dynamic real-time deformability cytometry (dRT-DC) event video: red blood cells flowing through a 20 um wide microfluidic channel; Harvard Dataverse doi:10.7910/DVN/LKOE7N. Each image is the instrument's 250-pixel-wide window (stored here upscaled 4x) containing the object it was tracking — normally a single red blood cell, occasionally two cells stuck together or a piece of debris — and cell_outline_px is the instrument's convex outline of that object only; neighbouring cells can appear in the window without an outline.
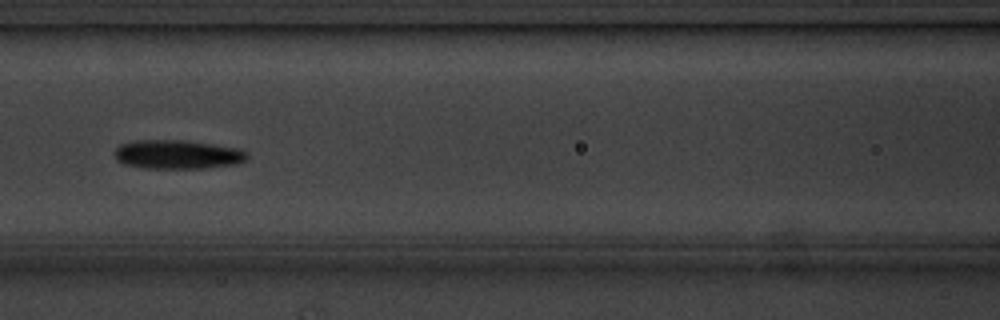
{"species": "common noctule bat (a hibernating species)", "species_latin": "Nyctalus noctula", "temperature_condition": "cold", "stored_images_in_passage": 7, "camera_frame_rate_fps": 3000, "um_per_image_px": 0.085, "animal": {"sex": "male", "body_mass_g": 20.1, "forearm_length_mm": 53.5}, "frame": {"image": 1, "passage_image": 7, "time_ms": 7.0, "image_size_px": [1000, 320], "cell_outline_px": [[248, 156], [244, 160], [236, 164], [204, 168], [144, 168], [124, 164], [116, 160], [116, 148], [120, 144], [136, 140], [184, 140], [240, 148], [248, 152]], "centroid_in_image_um": [15.1, 13.12], "position_along_channel_um": 151.5, "area_um2": 22.37}}